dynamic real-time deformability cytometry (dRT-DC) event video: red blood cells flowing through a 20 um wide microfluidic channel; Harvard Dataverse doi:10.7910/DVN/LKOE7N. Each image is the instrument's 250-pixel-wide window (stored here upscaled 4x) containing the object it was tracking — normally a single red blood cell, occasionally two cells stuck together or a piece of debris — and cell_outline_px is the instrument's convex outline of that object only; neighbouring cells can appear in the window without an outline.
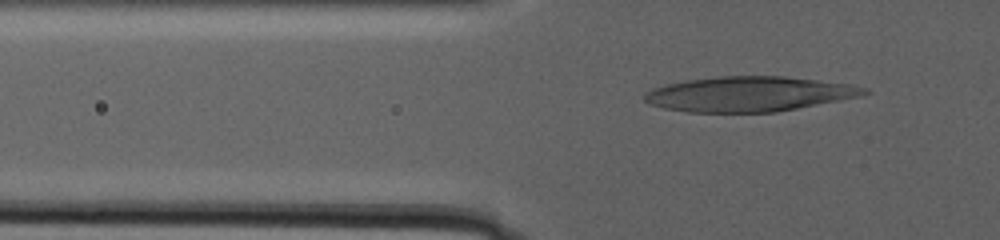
{"species": "human", "species_latin": "Homo sapiens", "temperature_condition": "warm", "stored_images_in_passage": 78, "camera_frame_rate_fps": 3000, "um_per_image_px": 0.085, "donor": {"sex": "male"}, "frame": {"image": 1, "passage_image": 27, "time_ms": 8.667, "image_size_px": [1000, 240], "cell_outline_px": [[872, 92], [856, 96], [776, 112], [688, 112], [664, 108], [652, 104], [644, 100], [644, 96], [652, 88], [684, 80], [720, 76], [784, 76], [848, 84], [868, 88]], "centroid_in_image_um": [63.63, 7.98], "position_along_channel_um": 62.2, "area_um2": 44.16}}
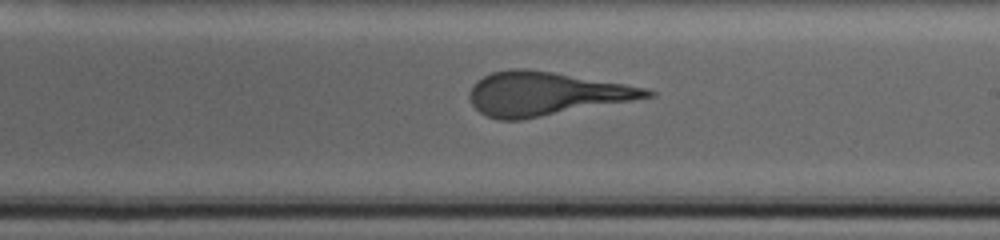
{"frame": {"image": 2, "passage_image": 52, "time_ms": 17.0, "image_size_px": [1000, 240], "cell_outline_px": [[656, 96], [520, 120], [500, 120], [488, 116], [480, 112], [472, 104], [468, 96], [472, 84], [476, 80], [492, 72], [512, 68], [524, 68], [552, 72], [648, 88], [656, 92]], "centroid_in_image_um": [46.35, 7.96], "position_along_channel_um": 242.6, "area_um2": 44.8}}
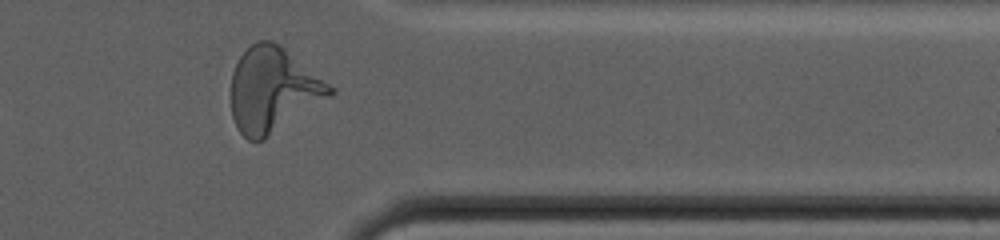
{"frame": {"image": 3, "passage_image": 71, "time_ms": 23.333, "image_size_px": [1000, 240], "cell_outline_px": [[336, 92], [332, 96], [264, 140], [248, 140], [236, 128], [232, 116], [232, 72], [240, 56], [256, 40], [272, 40], [280, 44], [336, 88]], "centroid_in_image_um": [23.23, 7.64], "position_along_channel_um": 388.2, "area_um2": 49.01}}